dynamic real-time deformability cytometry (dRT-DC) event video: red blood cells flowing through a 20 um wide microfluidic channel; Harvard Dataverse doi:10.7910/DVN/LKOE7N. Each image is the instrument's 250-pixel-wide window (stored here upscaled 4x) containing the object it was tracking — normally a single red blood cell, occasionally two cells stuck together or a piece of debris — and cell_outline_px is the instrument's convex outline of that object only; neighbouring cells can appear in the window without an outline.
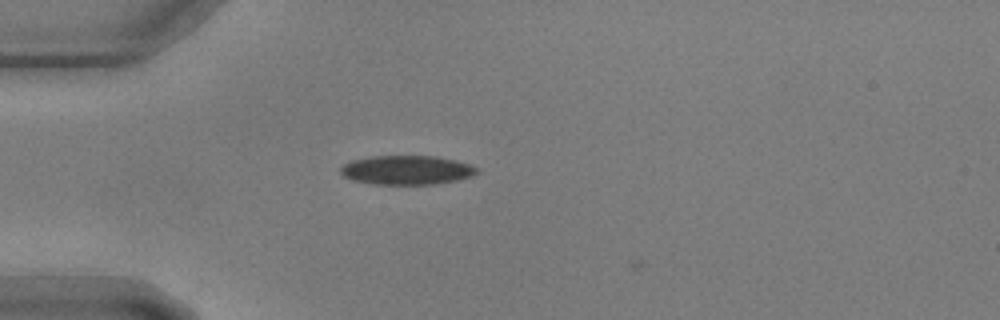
{"species": "common noctule bat (a hibernating species)", "species_latin": "Nyctalus noctula", "temperature_condition": "warm", "stored_images_in_passage": 2, "camera_frame_rate_fps": 3000, "um_per_image_px": 0.085, "animal": {"sex": "male", "body_mass_g": 17.9, "forearm_length_mm": 54.2}, "frame": {"image": 1, "passage_image": 1, "time_ms": 0.0, "image_size_px": [1000, 320], "cell_outline_px": [[480, 172], [472, 176], [456, 180], [436, 184], [372, 184], [352, 180], [344, 176], [340, 172], [340, 168], [344, 164], [352, 160], [372, 156], [436, 156], [456, 160], [480, 168]], "centroid_in_image_um": [34.59, 14.45], "position_along_channel_um": 50.4, "area_um2": 23.24}}